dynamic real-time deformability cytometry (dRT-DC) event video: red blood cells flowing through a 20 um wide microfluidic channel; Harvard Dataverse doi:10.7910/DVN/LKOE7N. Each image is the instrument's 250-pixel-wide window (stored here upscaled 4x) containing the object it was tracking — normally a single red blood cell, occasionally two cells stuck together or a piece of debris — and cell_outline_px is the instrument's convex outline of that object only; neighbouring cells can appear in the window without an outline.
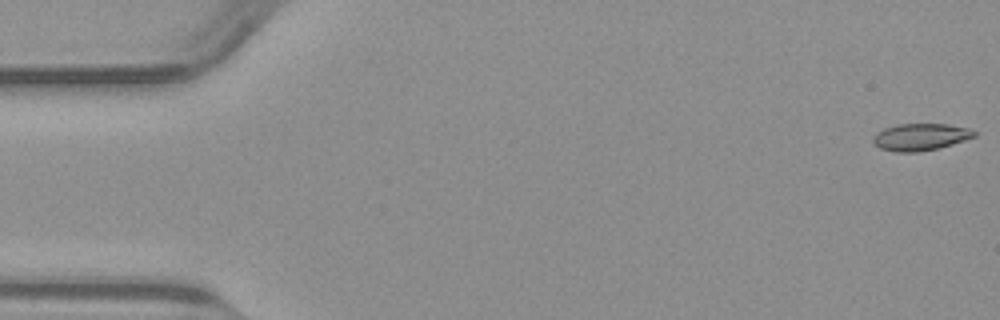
{"species": "common noctule bat (a hibernating species)", "species_latin": "Nyctalus noctula", "temperature_condition": "warm", "stored_images_in_passage": 50, "camera_frame_rate_fps": 3000, "um_per_image_px": 0.085, "animal": {"sex": "male", "body_mass_g": 23.1, "forearm_length_mm": 52.7}, "frame": {"image": 1, "passage_image": 1, "time_ms": 0.0, "image_size_px": [1000, 320], "cell_outline_px": [[976, 136], [940, 148], [916, 152], [896, 152], [880, 148], [872, 140], [876, 132], [884, 128], [896, 124], [948, 124], [968, 128], [976, 132]], "centroid_in_image_um": [78.23, 11.64], "position_along_channel_um": 6.8, "area_um2": 15.9}}
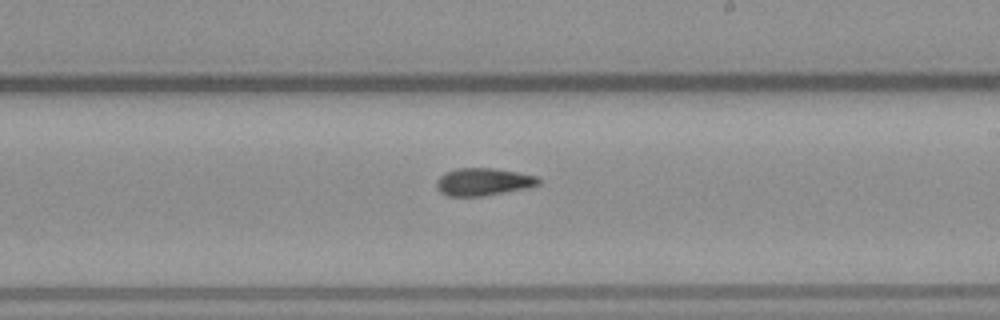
{"frame": {"image": 2, "passage_image": 29, "time_ms": 9.333, "image_size_px": [1000, 320], "cell_outline_px": [[540, 184], [528, 188], [484, 196], [448, 196], [440, 192], [436, 188], [436, 180], [444, 172], [456, 168], [496, 168], [536, 176], [540, 180]], "centroid_in_image_um": [41.05, 15.45], "position_along_channel_um": 247.9, "area_um2": 16.53}}
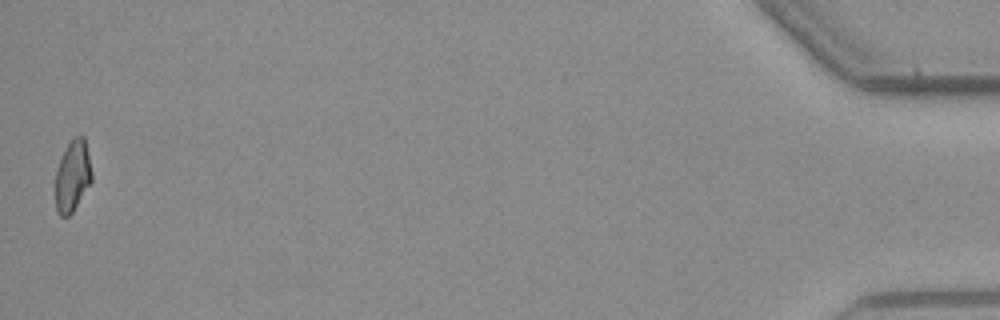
{"frame": {"image": 3, "passage_image": 50, "time_ms": 16.333, "image_size_px": [1000, 320], "cell_outline_px": [[92, 180], [72, 212], [68, 216], [60, 216], [56, 212], [56, 172], [60, 160], [72, 136], [84, 136], [92, 172]], "centroid_in_image_um": [6.17, 14.95], "position_along_channel_um": 429.0, "area_um2": 14.85}}